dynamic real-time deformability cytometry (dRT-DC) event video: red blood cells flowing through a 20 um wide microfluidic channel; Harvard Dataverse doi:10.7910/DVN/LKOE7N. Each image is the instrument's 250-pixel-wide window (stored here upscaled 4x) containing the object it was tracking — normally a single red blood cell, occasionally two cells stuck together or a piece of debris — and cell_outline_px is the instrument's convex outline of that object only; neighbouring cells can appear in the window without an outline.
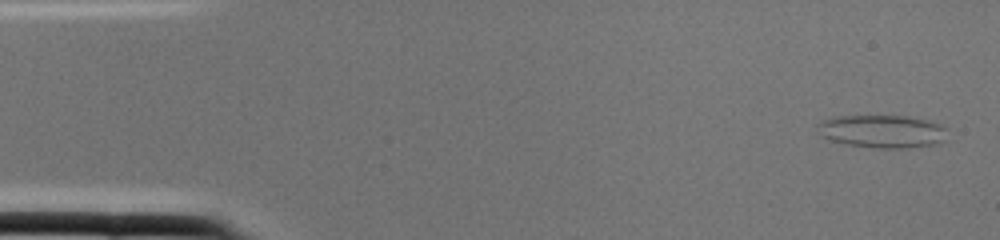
{"species": "common noctule bat (a hibernating species)", "species_latin": "Nyctalus noctula", "temperature_condition": "cold", "stored_images_in_passage": 2, "camera_frame_rate_fps": 3000, "um_per_image_px": 0.085, "animal": {"sex": "female", "body_mass_g": 22.0, "forearm_length_mm": 56.7}, "frame": {"image": 1, "passage_image": 1, "time_ms": 0.0, "image_size_px": [1000, 240], "cell_outline_px": [[948, 128], [944, 140], [936, 144], [908, 148], [876, 148], [844, 144], [828, 140], [820, 136], [816, 132], [816, 124], [820, 120], [832, 116], [908, 116], [928, 120], [940, 124]], "centroid_in_image_um": [74.93, 11.16], "position_along_channel_um": 10.1, "area_um2": 25.49}}
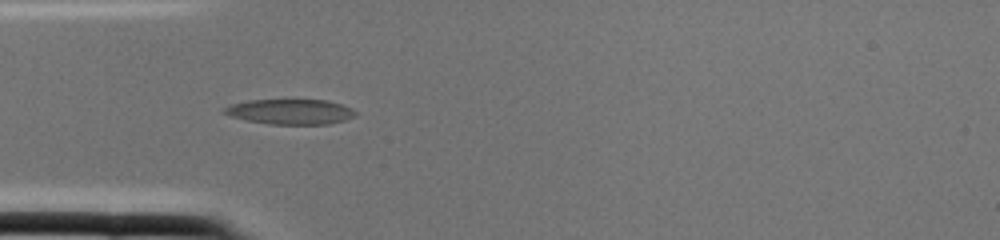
{"frame": {"image": 2, "passage_image": 2, "time_ms": 0.333, "image_size_px": [1000, 240], "cell_outline_px": [[356, 116], [344, 120], [328, 124], [268, 124], [248, 120], [232, 116], [224, 112], [220, 108], [232, 104], [248, 100], [328, 100], [352, 108], [356, 112]], "centroid_in_image_um": [24.69, 9.49], "position_along_channel_um": 60.3, "area_um2": 19.13}}